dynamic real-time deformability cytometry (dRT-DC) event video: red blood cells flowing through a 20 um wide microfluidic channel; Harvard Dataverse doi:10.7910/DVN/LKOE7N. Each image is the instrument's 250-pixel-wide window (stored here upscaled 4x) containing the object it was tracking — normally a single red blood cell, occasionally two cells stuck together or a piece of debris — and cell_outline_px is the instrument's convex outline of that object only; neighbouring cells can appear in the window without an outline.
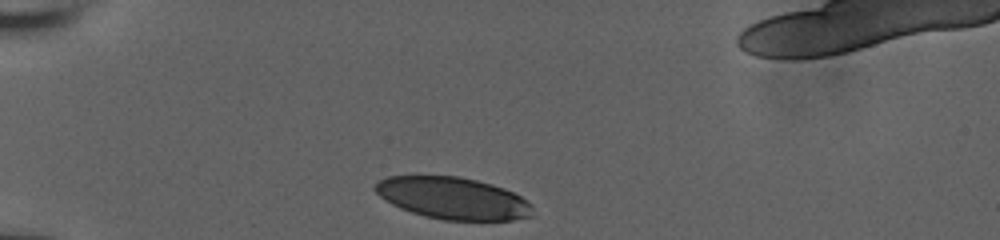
{"species": "human", "species_latin": "Homo sapiens", "temperature_condition": "room temperature", "stored_images_in_passage": 31, "camera_frame_rate_fps": 3000, "um_per_image_px": 0.085, "donor": {"sex": "male"}, "frame": {"image": 1, "passage_image": 1, "time_ms": 0.0, "image_size_px": [1000, 240], "cell_outline_px": [[532, 216], [512, 220], [444, 220], [424, 216], [400, 208], [384, 200], [372, 188], [372, 184], [388, 176], [460, 176], [492, 184], [504, 188], [520, 196], [532, 204]], "centroid_in_image_um": [38.47, 16.84], "position_along_channel_um": 46.5, "area_um2": 38.61}}
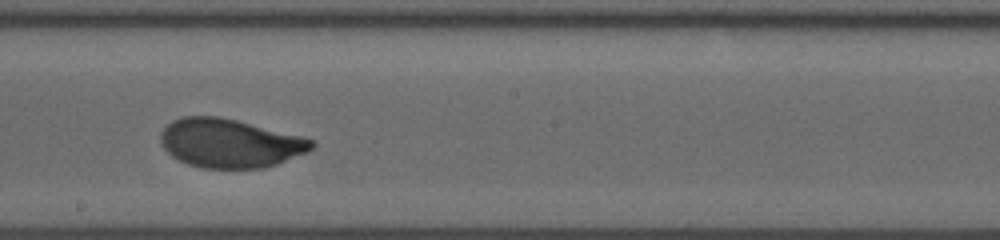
{"frame": {"image": 2, "passage_image": 18, "time_ms": 5.667, "image_size_px": [1000, 240], "cell_outline_px": [[316, 144], [308, 152], [276, 164], [264, 168], [204, 168], [188, 164], [172, 156], [164, 148], [160, 140], [160, 132], [172, 120], [184, 116], [216, 116], [236, 120], [304, 136], [312, 140]], "centroid_in_image_um": [19.55, 12.17], "position_along_channel_um": 228.7, "area_um2": 42.95}}
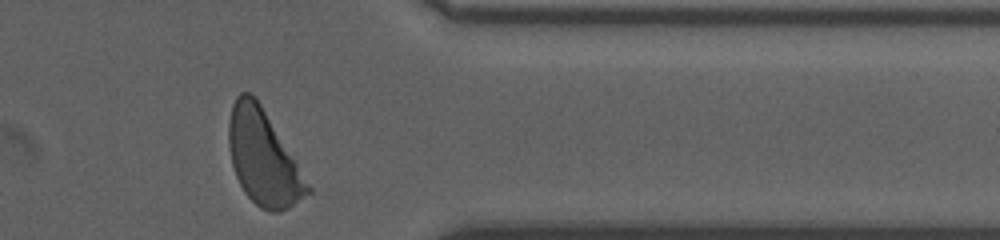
{"frame": {"image": 3, "passage_image": 31, "time_ms": 10.0, "image_size_px": [1000, 240], "cell_outline_px": [[312, 192], [288, 208], [280, 212], [272, 212], [260, 208], [244, 192], [236, 176], [232, 164], [228, 144], [228, 124], [232, 104], [236, 96], [240, 92], [248, 92], [256, 96], [312, 188]], "centroid_in_image_um": [22.36, 13.4], "position_along_channel_um": 389.0, "area_um2": 43.29}, "authors_computed_cell_mechanics": {"area_um2": 42.6564, "velocity_mm_per_s": 3.8955, "shape_relaxation_time_tau1_ms": 2.8722, "shape_relaxation_time_tau2_ms": null, "deformation_change_tau1": 0.1551, "deformation_change_tau2": null}}